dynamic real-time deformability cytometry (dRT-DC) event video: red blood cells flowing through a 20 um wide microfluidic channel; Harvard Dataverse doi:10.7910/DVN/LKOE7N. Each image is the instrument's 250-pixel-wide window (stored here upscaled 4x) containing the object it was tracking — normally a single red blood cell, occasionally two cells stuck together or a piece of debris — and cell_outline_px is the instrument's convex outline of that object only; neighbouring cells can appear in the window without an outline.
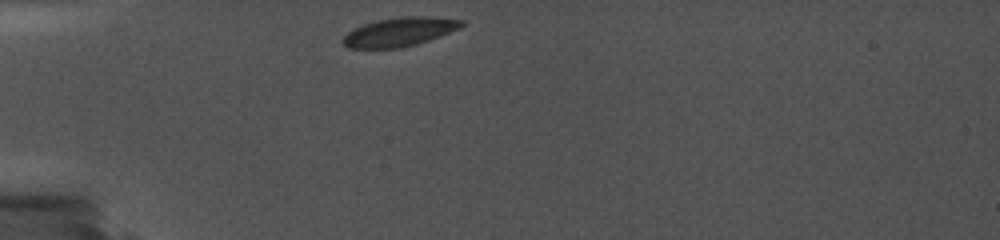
{"species": "common noctule bat (a hibernating species)", "species_latin": "Nyctalus noctula", "temperature_condition": "cold", "stored_images_in_passage": 26, "camera_frame_rate_fps": 5000, "um_per_image_px": 0.085, "animal": {"sex": "female", "body_mass_g": 19.0, "forearm_length_mm": 56.7}, "frame": {"image": 1, "passage_image": 1, "time_ms": 0.0, "image_size_px": [1000, 240], "cell_outline_px": [[464, 24], [460, 28], [440, 36], [416, 44], [396, 48], [348, 48], [340, 40], [352, 28], [376, 20], [400, 16], [432, 16], [464, 20]], "centroid_in_image_um": [33.95, 2.69], "position_along_channel_um": 51.0, "area_um2": 20.06}}
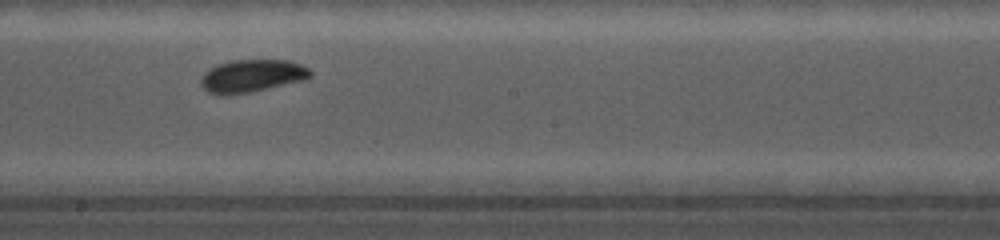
{"frame": {"image": 2, "passage_image": 13, "time_ms": 5.4, "image_size_px": [1000, 240], "cell_outline_px": [[312, 76], [304, 80], [252, 92], [228, 96], [208, 92], [200, 84], [200, 80], [204, 72], [220, 64], [232, 60], [292, 60], [308, 68], [312, 72]], "centroid_in_image_um": [21.43, 6.46], "position_along_channel_um": 226.8, "area_um2": 20.92}}
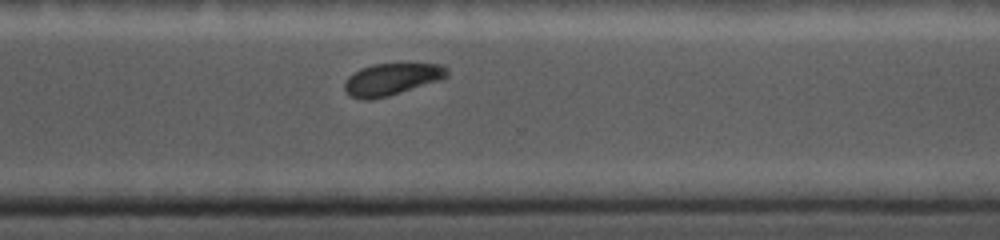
{"frame": {"image": 3, "passage_image": 23, "time_ms": 8.4, "image_size_px": [1000, 240], "cell_outline_px": [[448, 76], [444, 80], [388, 96], [368, 100], [360, 100], [348, 96], [344, 88], [344, 84], [348, 76], [360, 68], [372, 64], [444, 64], [448, 68]], "centroid_in_image_um": [33.31, 6.75], "position_along_channel_um": 337.3, "area_um2": 19.48}}